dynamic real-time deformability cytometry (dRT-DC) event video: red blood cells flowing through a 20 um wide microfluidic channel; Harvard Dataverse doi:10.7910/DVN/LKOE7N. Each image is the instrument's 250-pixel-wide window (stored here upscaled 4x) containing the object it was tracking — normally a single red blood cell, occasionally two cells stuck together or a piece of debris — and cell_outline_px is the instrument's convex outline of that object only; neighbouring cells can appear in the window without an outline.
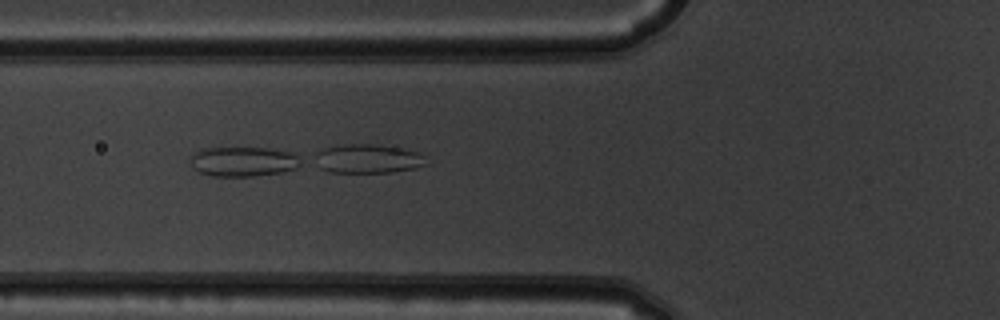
{"species": "common noctule bat (a hibernating species)", "species_latin": "Nyctalus noctula", "temperature_condition": "warm", "stored_images_in_passage": 52, "segment_of_instrument_passage": [2, 2], "camera_frame_rate_fps": 3000, "um_per_image_px": 0.085, "animal": {"sex": "male", "body_mass_g": 19.5, "forearm_length_mm": 54.6}, "frame": {"image": 1, "passage_image": 20, "time_ms": 6.333, "image_size_px": [1000, 320], "cell_outline_px": [[300, 164], [296, 168], [280, 172], [252, 176], [212, 176], [200, 172], [192, 168], [188, 156], [200, 148], [268, 148], [296, 152], [300, 156]], "centroid_in_image_um": [20.65, 13.71], "position_along_channel_um": 105.1, "area_um2": 19.42}}
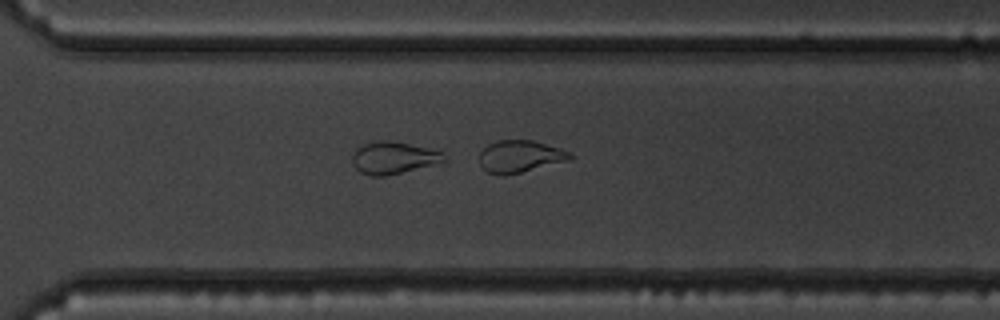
{"frame": {"image": 2, "passage_image": 38, "time_ms": 12.333, "image_size_px": [1000, 320], "cell_outline_px": [[572, 156], [568, 160], [504, 176], [500, 176], [488, 172], [480, 164], [480, 152], [488, 144], [496, 140], [532, 140], [560, 148], [572, 152]], "centroid_in_image_um": [44.18, 13.28], "position_along_channel_um": 326.4, "area_um2": 16.82}}
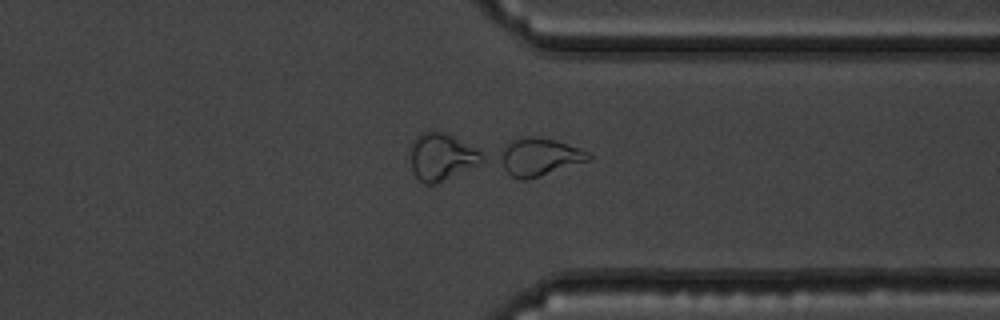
{"frame": {"image": 3, "passage_image": 41, "time_ms": 13.333, "image_size_px": [1000, 320], "cell_outline_px": [[592, 160], [524, 180], [520, 180], [512, 176], [496, 160], [496, 156], [508, 140], [528, 136], [536, 136], [556, 140], [580, 148], [588, 152], [592, 156]], "centroid_in_image_um": [45.79, 13.31], "position_along_channel_um": 365.6, "area_um2": 19.77}}